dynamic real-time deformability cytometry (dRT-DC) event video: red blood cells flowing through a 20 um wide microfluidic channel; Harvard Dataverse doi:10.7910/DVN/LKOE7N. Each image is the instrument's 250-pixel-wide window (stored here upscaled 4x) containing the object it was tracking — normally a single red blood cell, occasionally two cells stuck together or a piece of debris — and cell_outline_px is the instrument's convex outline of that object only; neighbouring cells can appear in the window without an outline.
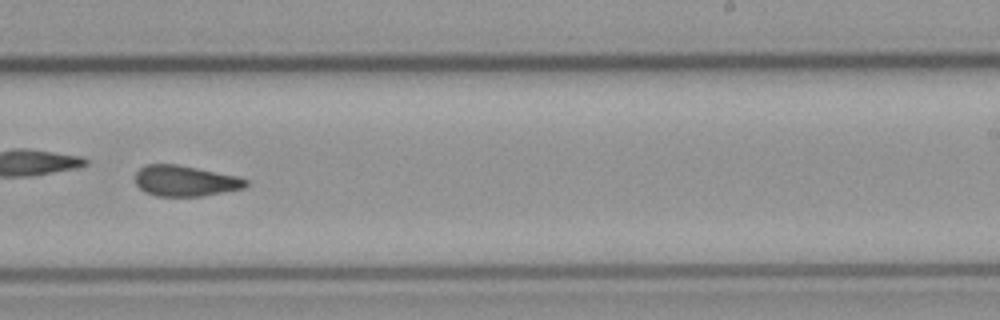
{"species": "common noctule bat (a hibernating species)", "species_latin": "Nyctalus noctula", "temperature_condition": "cold", "stored_images_in_passage": 47, "camera_frame_rate_fps": 3000, "um_per_image_px": 0.085, "animal": {"sex": "male", "body_mass_g": 23.1, "forearm_length_mm": 52.7}, "frame": {"image": 1, "passage_image": 34, "time_ms": 11.0, "image_size_px": [1000, 320], "cell_outline_px": [[248, 184], [244, 188], [200, 196], [156, 196], [144, 192], [136, 184], [136, 172], [144, 164], [176, 164], [236, 176], [248, 180]], "centroid_in_image_um": [15.7, 15.37], "position_along_channel_um": 273.3, "area_um2": 19.65}, "authors_computed_cell_mechanics": {"area_um2": 20.3456, "velocity_mm_per_s": 3.6924, "shape_relaxation_time_tau1_ms": null, "shape_relaxation_time_tau2_ms": 3.3796, "deformation_change_tau1": null, "deformation_change_tau2": 0.0965}}